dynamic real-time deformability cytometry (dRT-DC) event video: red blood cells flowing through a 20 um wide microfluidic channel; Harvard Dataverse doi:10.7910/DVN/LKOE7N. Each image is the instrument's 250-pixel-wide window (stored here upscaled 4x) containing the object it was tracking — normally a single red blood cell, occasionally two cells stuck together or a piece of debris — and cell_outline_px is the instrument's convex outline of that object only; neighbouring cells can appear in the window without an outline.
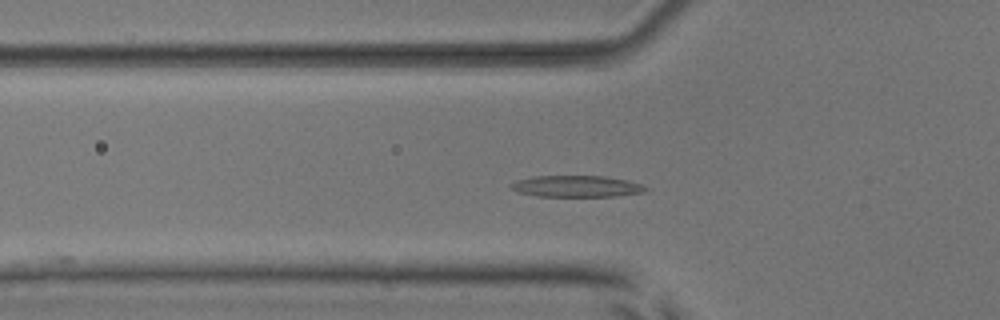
{"species": "common noctule bat (a hibernating species)", "species_latin": "Nyctalus noctula", "temperature_condition": "room temperature", "stored_images_in_passage": 40, "camera_frame_rate_fps": 3000, "um_per_image_px": 0.085, "animal": {"sex": "male", "body_mass_g": 17.9, "forearm_length_mm": 54.2}, "frame": {"image": 1, "passage_image": 5, "time_ms": 1.333, "image_size_px": [1000, 320], "cell_outline_px": [[648, 188], [644, 192], [616, 196], [536, 196], [516, 192], [508, 184], [516, 180], [532, 176], [604, 176], [628, 180], [640, 184]], "centroid_in_image_um": [48.96, 15.83], "position_along_channel_um": 76.8, "area_um2": 16.88}}
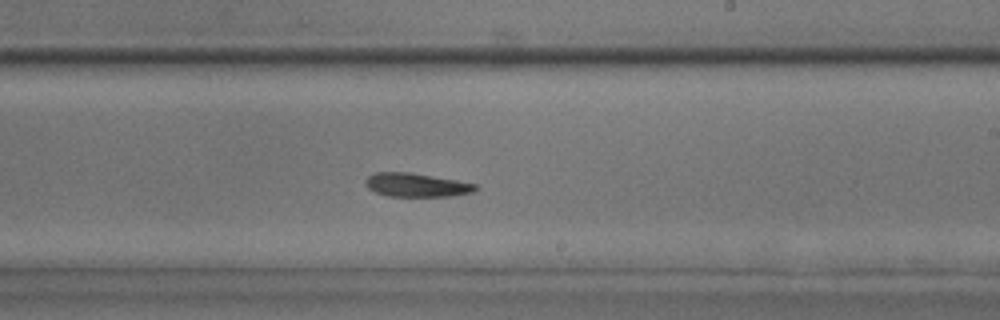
{"frame": {"image": 2, "passage_image": 19, "time_ms": 6.0, "image_size_px": [1000, 320], "cell_outline_px": [[480, 188], [472, 192], [448, 196], [388, 196], [376, 192], [368, 188], [364, 184], [364, 180], [368, 176], [376, 172], [408, 172], [456, 180], [476, 184]], "centroid_in_image_um": [35.37, 15.72], "position_along_channel_um": 253.6, "area_um2": 15.09}}
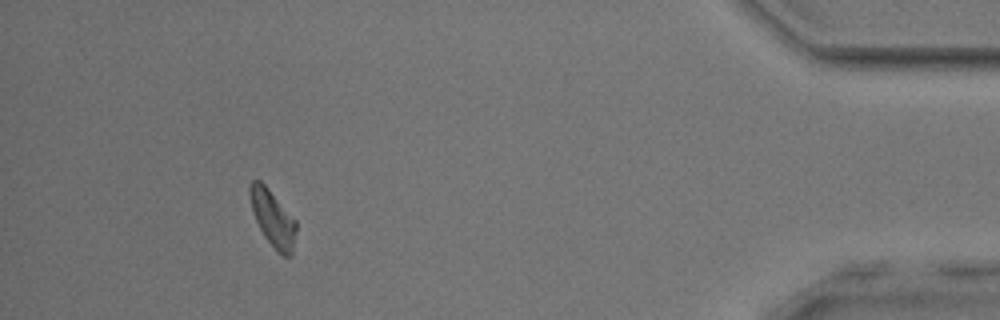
{"frame": {"image": 3, "passage_image": 36, "time_ms": 11.667, "image_size_px": [1000, 320], "cell_outline_px": [[296, 228], [292, 256], [284, 256], [276, 252], [264, 236], [252, 212], [248, 192], [248, 188], [252, 180], [260, 180], [268, 188], [296, 220]], "centroid_in_image_um": [23.17, 18.56], "position_along_channel_um": 412.0, "area_um2": 15.26}, "authors_computed_cell_mechanics": {"area_um2": 15.1147, "velocity_mm_per_s": 3.8018, "shape_relaxation_time_tau1_ms": 11.3949, "shape_relaxation_time_tau2_ms": 4.9605, "deformation_change_tau1": 0.2166, "deformation_change_tau2": 0.1336}}